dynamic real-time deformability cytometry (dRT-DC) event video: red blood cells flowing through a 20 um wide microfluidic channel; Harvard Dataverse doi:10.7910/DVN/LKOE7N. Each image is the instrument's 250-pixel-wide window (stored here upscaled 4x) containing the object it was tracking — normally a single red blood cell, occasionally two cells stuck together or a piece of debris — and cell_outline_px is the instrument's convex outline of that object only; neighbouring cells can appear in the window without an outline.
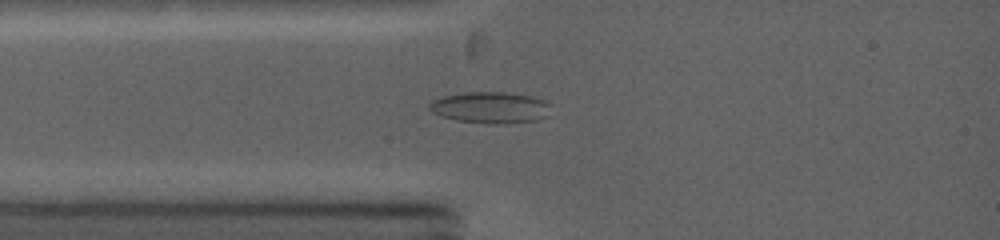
{"species": "common noctule bat (a hibernating species)", "species_latin": "Nyctalus noctula", "temperature_condition": "warm", "stored_images_in_passage": 27, "camera_frame_rate_fps": 5000, "um_per_image_px": 0.085, "animal": {"sex": "female", "body_mass_g": 19.0, "forearm_length_mm": 53.3}, "frame": {"image": 1, "passage_image": 9, "time_ms": 2.2, "image_size_px": [1000, 240], "cell_outline_px": [[548, 116], [536, 120], [504, 124], [492, 124], [456, 120], [432, 112], [428, 108], [428, 104], [432, 100], [444, 96], [464, 92], [508, 92], [532, 96], [544, 100], [548, 104]], "centroid_in_image_um": [41.67, 9.13], "position_along_channel_um": 43.3, "area_um2": 22.2}}